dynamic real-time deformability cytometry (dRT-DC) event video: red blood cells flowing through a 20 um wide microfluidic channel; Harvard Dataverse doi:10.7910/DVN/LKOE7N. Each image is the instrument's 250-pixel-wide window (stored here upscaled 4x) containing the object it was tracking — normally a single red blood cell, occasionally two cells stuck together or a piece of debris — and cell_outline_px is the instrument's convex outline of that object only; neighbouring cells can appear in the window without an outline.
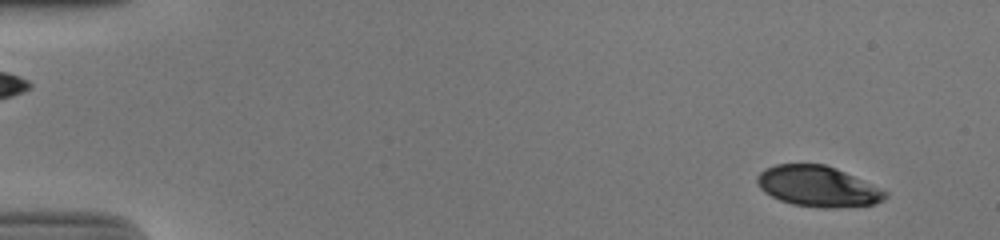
{"species": "human", "species_latin": "Homo sapiens", "temperature_condition": "cold", "stored_images_in_passage": 54, "camera_frame_rate_fps": 3000, "um_per_image_px": 0.085, "donor": {"sex": "male"}, "frame": {"image": 1, "passage_image": 4, "time_ms": 1.0, "image_size_px": [1000, 240], "cell_outline_px": [[888, 196], [884, 200], [872, 204], [836, 208], [820, 208], [792, 204], [780, 200], [764, 192], [760, 188], [756, 180], [756, 176], [764, 168], [776, 164], [824, 164], [836, 168], [888, 192]], "centroid_in_image_um": [69.49, 15.84], "position_along_channel_um": 15.5, "area_um2": 30.29}}
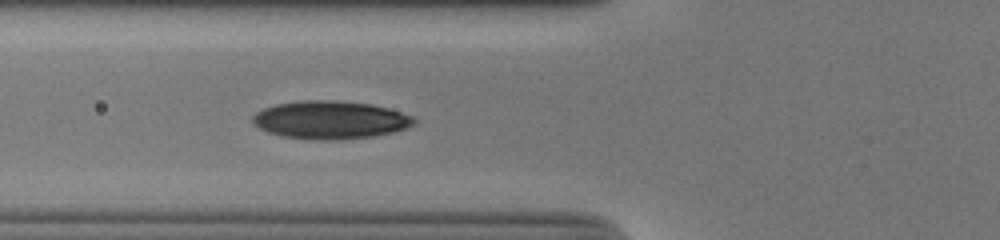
{"frame": {"image": 2, "passage_image": 21, "time_ms": 6.667, "image_size_px": [1000, 240], "cell_outline_px": [[416, 124], [392, 132], [372, 136], [336, 140], [320, 140], [284, 136], [268, 132], [252, 124], [252, 116], [256, 112], [264, 108], [276, 104], [300, 100], [336, 100], [372, 104], [388, 108], [412, 116], [416, 120]], "centroid_in_image_um": [28.05, 10.18], "position_along_channel_um": 97.7, "area_um2": 35.66}}
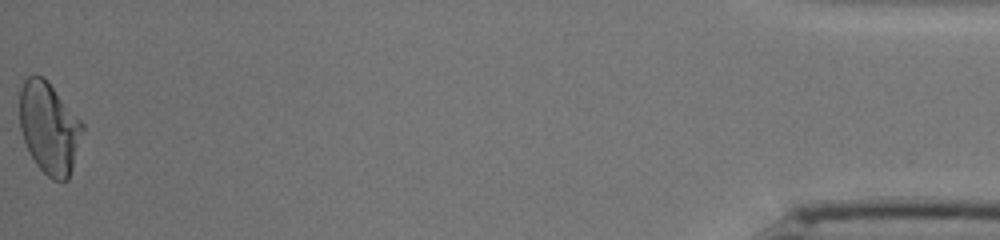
{"frame": {"image": 3, "passage_image": 54, "time_ms": 17.667, "image_size_px": [1000, 240], "cell_outline_px": [[84, 128], [72, 168], [68, 180], [52, 180], [36, 164], [24, 140], [20, 128], [20, 88], [24, 80], [28, 76], [44, 76], [48, 80], [84, 124]], "centroid_in_image_um": [4.18, 10.84], "position_along_channel_um": 431.0, "area_um2": 33.35}, "authors_computed_cell_mechanics": {"area_um2": 33.0038, "velocity_mm_per_s": 3.8481, "shape_relaxation_time_tau1_ms": null, "shape_relaxation_time_tau2_ms": 1.7241, "deformation_change_tau1": null, "deformation_change_tau2": 0.0624}}